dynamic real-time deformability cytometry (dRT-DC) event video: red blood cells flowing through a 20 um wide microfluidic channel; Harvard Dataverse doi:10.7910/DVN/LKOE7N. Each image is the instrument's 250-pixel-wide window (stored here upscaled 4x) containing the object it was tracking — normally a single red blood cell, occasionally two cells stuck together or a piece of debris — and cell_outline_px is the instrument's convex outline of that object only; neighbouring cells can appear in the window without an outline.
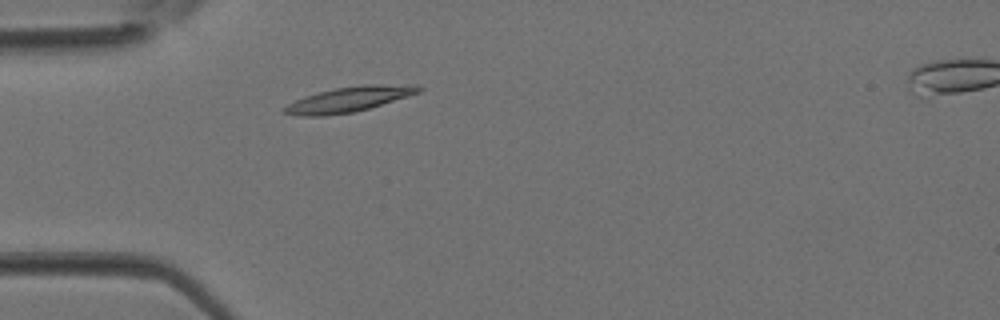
{"species": "Egyptian fruit bat (a non-hibernating species)", "species_latin": "Rousettus aegyptiacus", "temperature_condition": "room temperature", "stored_images_in_passage": 3, "camera_frame_rate_fps": 3000, "um_per_image_px": 0.085, "animal": {"sex": "female"}, "frame": {"image": 1, "passage_image": 2, "time_ms": 0.333, "image_size_px": [1000, 320], "cell_outline_px": [[424, 88], [420, 92], [408, 96], [368, 108], [352, 112], [324, 116], [304, 116], [284, 112], [280, 108], [304, 96], [336, 88], [364, 84], [416, 84]], "centroid_in_image_um": [29.7, 8.42], "position_along_channel_um": 55.3, "area_um2": 19.54}}